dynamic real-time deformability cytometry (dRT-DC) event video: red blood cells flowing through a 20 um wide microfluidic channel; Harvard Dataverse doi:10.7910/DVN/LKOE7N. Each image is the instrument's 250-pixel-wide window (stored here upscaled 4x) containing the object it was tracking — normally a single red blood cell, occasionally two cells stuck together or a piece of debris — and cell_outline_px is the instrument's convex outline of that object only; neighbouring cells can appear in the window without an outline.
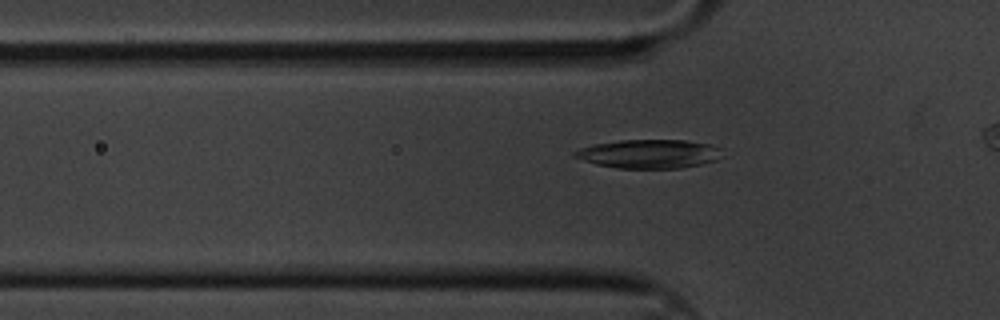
{"species": "common noctule bat (a hibernating species)", "species_latin": "Nyctalus noctula", "temperature_condition": "cold", "stored_images_in_passage": 34, "camera_frame_rate_fps": 3000, "um_per_image_px": 0.085, "animal": {"sex": "male", "body_mass_g": 20.1, "forearm_length_mm": 53.5}, "frame": {"image": 1, "passage_image": 4, "time_ms": 1.0, "image_size_px": [1000, 320], "cell_outline_px": [[720, 148], [716, 160], [700, 164], [680, 168], [616, 168], [596, 164], [572, 156], [572, 152], [580, 148], [592, 144], [620, 140], [684, 140], [708, 144]], "centroid_in_image_um": [55.09, 13.07], "position_along_channel_um": 70.7, "area_um2": 24.51}}
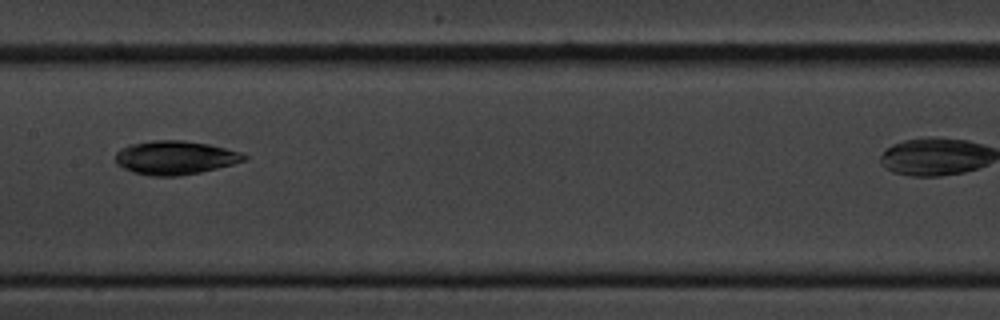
{"frame": {"image": 2, "passage_image": 15, "time_ms": 4.667, "image_size_px": [1000, 320], "cell_outline_px": [[248, 156], [244, 160], [232, 164], [200, 172], [176, 176], [152, 176], [132, 172], [116, 164], [116, 152], [120, 148], [132, 144], [152, 140], [184, 140], [208, 144], [240, 152]], "centroid_in_image_um": [14.85, 13.4], "position_along_channel_um": 192.6, "area_um2": 25.09}}
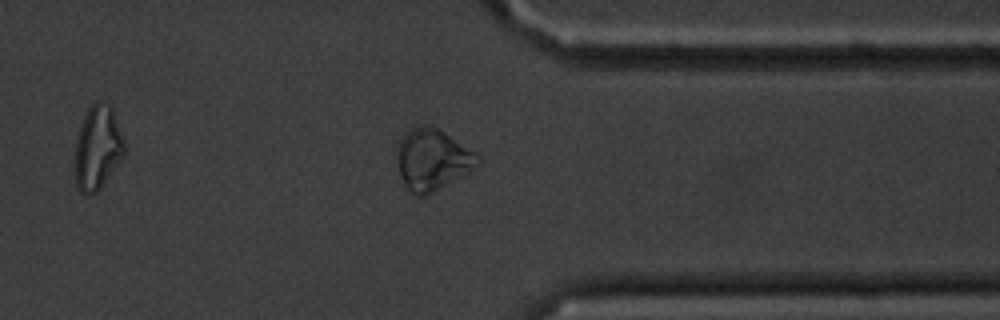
{"frame": {"image": 3, "passage_image": 32, "time_ms": 10.333, "image_size_px": [1000, 320], "cell_outline_px": [[484, 160], [480, 164], [468, 172], [428, 196], [412, 196], [404, 188], [400, 176], [396, 160], [396, 152], [400, 140], [412, 124], [428, 124], [444, 132], [476, 152]], "centroid_in_image_um": [36.72, 13.58], "position_along_channel_um": 374.7, "area_um2": 29.65}}